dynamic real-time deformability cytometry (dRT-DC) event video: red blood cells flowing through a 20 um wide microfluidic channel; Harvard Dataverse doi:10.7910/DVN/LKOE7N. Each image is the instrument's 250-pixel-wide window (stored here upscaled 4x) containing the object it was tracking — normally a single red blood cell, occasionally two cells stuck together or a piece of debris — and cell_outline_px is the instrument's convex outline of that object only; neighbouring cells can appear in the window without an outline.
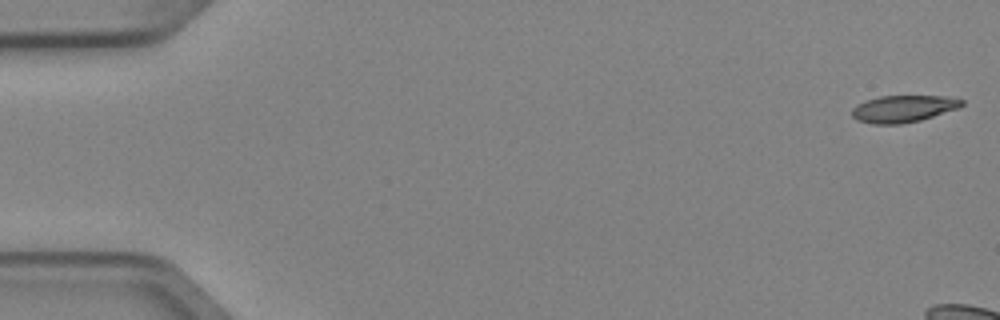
{"species": "Egyptian fruit bat (a non-hibernating species)", "species_latin": "Rousettus aegyptiacus", "temperature_condition": "cold", "stored_images_in_passage": 6, "camera_frame_rate_fps": 3000, "um_per_image_px": 0.085, "animal": {"sex": "female"}, "frame": {"image": 1, "passage_image": 1, "time_ms": 0.0, "image_size_px": [1000, 320], "cell_outline_px": [[964, 104], [960, 108], [920, 120], [900, 124], [872, 124], [856, 120], [852, 116], [852, 108], [856, 104], [864, 100], [880, 96], [944, 96], [964, 100]], "centroid_in_image_um": [76.76, 9.24], "position_along_channel_um": 8.2, "area_um2": 17.4}}